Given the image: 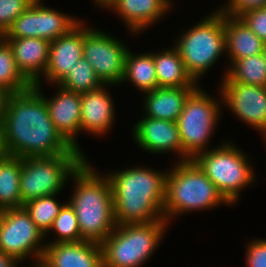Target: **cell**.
<instances>
[{
  "instance_id": "1",
  "label": "cell",
  "mask_w": 266,
  "mask_h": 267,
  "mask_svg": "<svg viewBox=\"0 0 266 267\" xmlns=\"http://www.w3.org/2000/svg\"><path fill=\"white\" fill-rule=\"evenodd\" d=\"M41 85L12 94L2 122L3 145L7 155L55 156L74 148L57 131L50 119Z\"/></svg>"
},
{
  "instance_id": "2",
  "label": "cell",
  "mask_w": 266,
  "mask_h": 267,
  "mask_svg": "<svg viewBox=\"0 0 266 267\" xmlns=\"http://www.w3.org/2000/svg\"><path fill=\"white\" fill-rule=\"evenodd\" d=\"M132 167L107 174L113 193L116 225L147 224L165 220L167 171Z\"/></svg>"
},
{
  "instance_id": "3",
  "label": "cell",
  "mask_w": 266,
  "mask_h": 267,
  "mask_svg": "<svg viewBox=\"0 0 266 267\" xmlns=\"http://www.w3.org/2000/svg\"><path fill=\"white\" fill-rule=\"evenodd\" d=\"M85 160L72 174L76 182L69 204L73 207L83 240L102 243L115 229L112 186Z\"/></svg>"
},
{
  "instance_id": "4",
  "label": "cell",
  "mask_w": 266,
  "mask_h": 267,
  "mask_svg": "<svg viewBox=\"0 0 266 267\" xmlns=\"http://www.w3.org/2000/svg\"><path fill=\"white\" fill-rule=\"evenodd\" d=\"M176 163L166 178L163 216L167 222L175 215L230 204L193 159Z\"/></svg>"
},
{
  "instance_id": "5",
  "label": "cell",
  "mask_w": 266,
  "mask_h": 267,
  "mask_svg": "<svg viewBox=\"0 0 266 267\" xmlns=\"http://www.w3.org/2000/svg\"><path fill=\"white\" fill-rule=\"evenodd\" d=\"M168 223L117 225L101 243L103 267H141L158 247Z\"/></svg>"
},
{
  "instance_id": "6",
  "label": "cell",
  "mask_w": 266,
  "mask_h": 267,
  "mask_svg": "<svg viewBox=\"0 0 266 267\" xmlns=\"http://www.w3.org/2000/svg\"><path fill=\"white\" fill-rule=\"evenodd\" d=\"M86 160L82 150L55 156L22 158L20 193L22 204L47 195L58 194L72 174Z\"/></svg>"
},
{
  "instance_id": "7",
  "label": "cell",
  "mask_w": 266,
  "mask_h": 267,
  "mask_svg": "<svg viewBox=\"0 0 266 267\" xmlns=\"http://www.w3.org/2000/svg\"><path fill=\"white\" fill-rule=\"evenodd\" d=\"M174 47L185 68L197 82L226 52L224 14L212 12L191 29L184 32Z\"/></svg>"
},
{
  "instance_id": "8",
  "label": "cell",
  "mask_w": 266,
  "mask_h": 267,
  "mask_svg": "<svg viewBox=\"0 0 266 267\" xmlns=\"http://www.w3.org/2000/svg\"><path fill=\"white\" fill-rule=\"evenodd\" d=\"M231 204L237 202L240 191L254 181V170L246 154L232 143H222L193 159Z\"/></svg>"
},
{
  "instance_id": "9",
  "label": "cell",
  "mask_w": 266,
  "mask_h": 267,
  "mask_svg": "<svg viewBox=\"0 0 266 267\" xmlns=\"http://www.w3.org/2000/svg\"><path fill=\"white\" fill-rule=\"evenodd\" d=\"M220 105L199 87L188 97L176 122L182 142V161L208 150L205 148L222 111Z\"/></svg>"
},
{
  "instance_id": "10",
  "label": "cell",
  "mask_w": 266,
  "mask_h": 267,
  "mask_svg": "<svg viewBox=\"0 0 266 267\" xmlns=\"http://www.w3.org/2000/svg\"><path fill=\"white\" fill-rule=\"evenodd\" d=\"M44 237L24 207L2 211L0 251L14 256L18 261L25 260L30 254L36 261L42 260L46 247L45 243L41 244Z\"/></svg>"
},
{
  "instance_id": "11",
  "label": "cell",
  "mask_w": 266,
  "mask_h": 267,
  "mask_svg": "<svg viewBox=\"0 0 266 267\" xmlns=\"http://www.w3.org/2000/svg\"><path fill=\"white\" fill-rule=\"evenodd\" d=\"M128 50L120 39L96 28H85L83 57L103 84L113 86L122 82Z\"/></svg>"
},
{
  "instance_id": "12",
  "label": "cell",
  "mask_w": 266,
  "mask_h": 267,
  "mask_svg": "<svg viewBox=\"0 0 266 267\" xmlns=\"http://www.w3.org/2000/svg\"><path fill=\"white\" fill-rule=\"evenodd\" d=\"M220 87L218 101L262 136L266 135V87L238 82H222Z\"/></svg>"
},
{
  "instance_id": "13",
  "label": "cell",
  "mask_w": 266,
  "mask_h": 267,
  "mask_svg": "<svg viewBox=\"0 0 266 267\" xmlns=\"http://www.w3.org/2000/svg\"><path fill=\"white\" fill-rule=\"evenodd\" d=\"M85 28L80 21L67 34L50 42L49 60L44 78L51 84H58L83 57Z\"/></svg>"
},
{
  "instance_id": "14",
  "label": "cell",
  "mask_w": 266,
  "mask_h": 267,
  "mask_svg": "<svg viewBox=\"0 0 266 267\" xmlns=\"http://www.w3.org/2000/svg\"><path fill=\"white\" fill-rule=\"evenodd\" d=\"M134 141L146 152H174L182 161V142L176 122L143 117L133 128Z\"/></svg>"
},
{
  "instance_id": "15",
  "label": "cell",
  "mask_w": 266,
  "mask_h": 267,
  "mask_svg": "<svg viewBox=\"0 0 266 267\" xmlns=\"http://www.w3.org/2000/svg\"><path fill=\"white\" fill-rule=\"evenodd\" d=\"M42 261L48 267H103L100 243L82 240L46 244Z\"/></svg>"
},
{
  "instance_id": "16",
  "label": "cell",
  "mask_w": 266,
  "mask_h": 267,
  "mask_svg": "<svg viewBox=\"0 0 266 267\" xmlns=\"http://www.w3.org/2000/svg\"><path fill=\"white\" fill-rule=\"evenodd\" d=\"M57 86L59 89L53 98L49 99L43 94L50 119L62 137L73 148L80 150L75 138L81 132V94Z\"/></svg>"
},
{
  "instance_id": "17",
  "label": "cell",
  "mask_w": 266,
  "mask_h": 267,
  "mask_svg": "<svg viewBox=\"0 0 266 267\" xmlns=\"http://www.w3.org/2000/svg\"><path fill=\"white\" fill-rule=\"evenodd\" d=\"M109 95L106 84L98 89L81 94L80 123L81 131L103 135L114 123V101Z\"/></svg>"
},
{
  "instance_id": "18",
  "label": "cell",
  "mask_w": 266,
  "mask_h": 267,
  "mask_svg": "<svg viewBox=\"0 0 266 267\" xmlns=\"http://www.w3.org/2000/svg\"><path fill=\"white\" fill-rule=\"evenodd\" d=\"M14 53L21 73L34 85H41L49 60L50 42L41 38H4ZM41 76V77H40Z\"/></svg>"
},
{
  "instance_id": "19",
  "label": "cell",
  "mask_w": 266,
  "mask_h": 267,
  "mask_svg": "<svg viewBox=\"0 0 266 267\" xmlns=\"http://www.w3.org/2000/svg\"><path fill=\"white\" fill-rule=\"evenodd\" d=\"M102 7L117 12L134 34L149 28L171 8L164 0H109Z\"/></svg>"
},
{
  "instance_id": "20",
  "label": "cell",
  "mask_w": 266,
  "mask_h": 267,
  "mask_svg": "<svg viewBox=\"0 0 266 267\" xmlns=\"http://www.w3.org/2000/svg\"><path fill=\"white\" fill-rule=\"evenodd\" d=\"M198 87H158L144 93V117L177 122L188 97Z\"/></svg>"
},
{
  "instance_id": "21",
  "label": "cell",
  "mask_w": 266,
  "mask_h": 267,
  "mask_svg": "<svg viewBox=\"0 0 266 267\" xmlns=\"http://www.w3.org/2000/svg\"><path fill=\"white\" fill-rule=\"evenodd\" d=\"M226 53L231 64L264 52L265 43L240 18L224 15Z\"/></svg>"
},
{
  "instance_id": "22",
  "label": "cell",
  "mask_w": 266,
  "mask_h": 267,
  "mask_svg": "<svg viewBox=\"0 0 266 267\" xmlns=\"http://www.w3.org/2000/svg\"><path fill=\"white\" fill-rule=\"evenodd\" d=\"M158 87H199L185 68L175 47L163 52H152Z\"/></svg>"
},
{
  "instance_id": "23",
  "label": "cell",
  "mask_w": 266,
  "mask_h": 267,
  "mask_svg": "<svg viewBox=\"0 0 266 267\" xmlns=\"http://www.w3.org/2000/svg\"><path fill=\"white\" fill-rule=\"evenodd\" d=\"M22 158L0 157V210L23 207L20 193Z\"/></svg>"
},
{
  "instance_id": "24",
  "label": "cell",
  "mask_w": 266,
  "mask_h": 267,
  "mask_svg": "<svg viewBox=\"0 0 266 267\" xmlns=\"http://www.w3.org/2000/svg\"><path fill=\"white\" fill-rule=\"evenodd\" d=\"M131 81L140 91L146 93L158 88L155 64L152 53L132 54L128 50L125 57L124 81Z\"/></svg>"
},
{
  "instance_id": "25",
  "label": "cell",
  "mask_w": 266,
  "mask_h": 267,
  "mask_svg": "<svg viewBox=\"0 0 266 267\" xmlns=\"http://www.w3.org/2000/svg\"><path fill=\"white\" fill-rule=\"evenodd\" d=\"M224 74L223 82L266 87V59L263 53L234 61Z\"/></svg>"
},
{
  "instance_id": "26",
  "label": "cell",
  "mask_w": 266,
  "mask_h": 267,
  "mask_svg": "<svg viewBox=\"0 0 266 267\" xmlns=\"http://www.w3.org/2000/svg\"><path fill=\"white\" fill-rule=\"evenodd\" d=\"M0 86L12 94L23 92L33 84L19 70L8 42L0 37Z\"/></svg>"
},
{
  "instance_id": "27",
  "label": "cell",
  "mask_w": 266,
  "mask_h": 267,
  "mask_svg": "<svg viewBox=\"0 0 266 267\" xmlns=\"http://www.w3.org/2000/svg\"><path fill=\"white\" fill-rule=\"evenodd\" d=\"M39 0V25L41 39L49 42L67 34L81 20L47 7Z\"/></svg>"
},
{
  "instance_id": "28",
  "label": "cell",
  "mask_w": 266,
  "mask_h": 267,
  "mask_svg": "<svg viewBox=\"0 0 266 267\" xmlns=\"http://www.w3.org/2000/svg\"><path fill=\"white\" fill-rule=\"evenodd\" d=\"M57 85L82 94L98 89L104 84L97 77L91 64L82 57Z\"/></svg>"
},
{
  "instance_id": "29",
  "label": "cell",
  "mask_w": 266,
  "mask_h": 267,
  "mask_svg": "<svg viewBox=\"0 0 266 267\" xmlns=\"http://www.w3.org/2000/svg\"><path fill=\"white\" fill-rule=\"evenodd\" d=\"M56 195L57 194L43 196L23 204V207L29 213L31 220L46 236L48 235L47 233L51 228L54 219L64 205L55 200L54 197Z\"/></svg>"
},
{
  "instance_id": "30",
  "label": "cell",
  "mask_w": 266,
  "mask_h": 267,
  "mask_svg": "<svg viewBox=\"0 0 266 267\" xmlns=\"http://www.w3.org/2000/svg\"><path fill=\"white\" fill-rule=\"evenodd\" d=\"M50 230H54L57 239L50 243L56 242H78L82 241L79 223L73 207L69 202L65 203L59 214L54 219Z\"/></svg>"
},
{
  "instance_id": "31",
  "label": "cell",
  "mask_w": 266,
  "mask_h": 267,
  "mask_svg": "<svg viewBox=\"0 0 266 267\" xmlns=\"http://www.w3.org/2000/svg\"><path fill=\"white\" fill-rule=\"evenodd\" d=\"M3 38H41L39 0H35L13 23Z\"/></svg>"
},
{
  "instance_id": "32",
  "label": "cell",
  "mask_w": 266,
  "mask_h": 267,
  "mask_svg": "<svg viewBox=\"0 0 266 267\" xmlns=\"http://www.w3.org/2000/svg\"><path fill=\"white\" fill-rule=\"evenodd\" d=\"M35 0H0V36L6 34L14 21Z\"/></svg>"
},
{
  "instance_id": "33",
  "label": "cell",
  "mask_w": 266,
  "mask_h": 267,
  "mask_svg": "<svg viewBox=\"0 0 266 267\" xmlns=\"http://www.w3.org/2000/svg\"><path fill=\"white\" fill-rule=\"evenodd\" d=\"M239 17L266 44V7L248 10Z\"/></svg>"
},
{
  "instance_id": "34",
  "label": "cell",
  "mask_w": 266,
  "mask_h": 267,
  "mask_svg": "<svg viewBox=\"0 0 266 267\" xmlns=\"http://www.w3.org/2000/svg\"><path fill=\"white\" fill-rule=\"evenodd\" d=\"M247 267H266V240L257 239L246 247Z\"/></svg>"
},
{
  "instance_id": "35",
  "label": "cell",
  "mask_w": 266,
  "mask_h": 267,
  "mask_svg": "<svg viewBox=\"0 0 266 267\" xmlns=\"http://www.w3.org/2000/svg\"><path fill=\"white\" fill-rule=\"evenodd\" d=\"M227 5L218 9L224 15L239 17L248 10L266 7V0H228Z\"/></svg>"
},
{
  "instance_id": "36",
  "label": "cell",
  "mask_w": 266,
  "mask_h": 267,
  "mask_svg": "<svg viewBox=\"0 0 266 267\" xmlns=\"http://www.w3.org/2000/svg\"><path fill=\"white\" fill-rule=\"evenodd\" d=\"M12 93L0 86V124H2Z\"/></svg>"
},
{
  "instance_id": "37",
  "label": "cell",
  "mask_w": 266,
  "mask_h": 267,
  "mask_svg": "<svg viewBox=\"0 0 266 267\" xmlns=\"http://www.w3.org/2000/svg\"><path fill=\"white\" fill-rule=\"evenodd\" d=\"M18 261L14 256H11L3 251H0V267H16Z\"/></svg>"
},
{
  "instance_id": "38",
  "label": "cell",
  "mask_w": 266,
  "mask_h": 267,
  "mask_svg": "<svg viewBox=\"0 0 266 267\" xmlns=\"http://www.w3.org/2000/svg\"><path fill=\"white\" fill-rule=\"evenodd\" d=\"M6 155V151L3 145V133H2V124H0V157Z\"/></svg>"
},
{
  "instance_id": "39",
  "label": "cell",
  "mask_w": 266,
  "mask_h": 267,
  "mask_svg": "<svg viewBox=\"0 0 266 267\" xmlns=\"http://www.w3.org/2000/svg\"><path fill=\"white\" fill-rule=\"evenodd\" d=\"M35 263H37V264L33 267H48L42 260H38Z\"/></svg>"
},
{
  "instance_id": "40",
  "label": "cell",
  "mask_w": 266,
  "mask_h": 267,
  "mask_svg": "<svg viewBox=\"0 0 266 267\" xmlns=\"http://www.w3.org/2000/svg\"><path fill=\"white\" fill-rule=\"evenodd\" d=\"M108 1L109 0H95L96 5L98 4L100 7H102Z\"/></svg>"
},
{
  "instance_id": "41",
  "label": "cell",
  "mask_w": 266,
  "mask_h": 267,
  "mask_svg": "<svg viewBox=\"0 0 266 267\" xmlns=\"http://www.w3.org/2000/svg\"><path fill=\"white\" fill-rule=\"evenodd\" d=\"M170 7L172 6L171 0H164Z\"/></svg>"
},
{
  "instance_id": "42",
  "label": "cell",
  "mask_w": 266,
  "mask_h": 267,
  "mask_svg": "<svg viewBox=\"0 0 266 267\" xmlns=\"http://www.w3.org/2000/svg\"><path fill=\"white\" fill-rule=\"evenodd\" d=\"M264 56H265V59H266V45H265V48H264V52H263Z\"/></svg>"
}]
</instances>
